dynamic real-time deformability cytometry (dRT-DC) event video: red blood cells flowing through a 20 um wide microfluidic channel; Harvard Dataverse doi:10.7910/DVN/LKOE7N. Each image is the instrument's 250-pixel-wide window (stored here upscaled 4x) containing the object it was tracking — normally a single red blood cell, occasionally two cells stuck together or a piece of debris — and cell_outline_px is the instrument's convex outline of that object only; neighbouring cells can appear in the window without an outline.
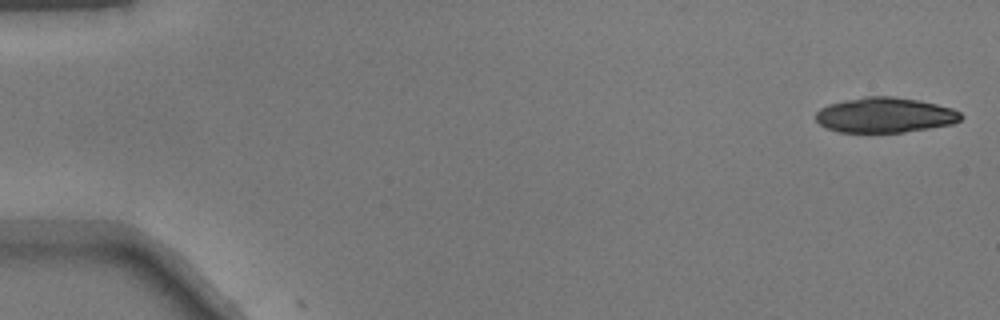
{"species": "common noctule bat (a hibernating species)", "species_latin": "Nyctalus noctula", "temperature_condition": "warm", "stored_images_in_passage": 2, "camera_frame_rate_fps": 3000, "um_per_image_px": 0.085, "animal": {"sex": "male", "body_mass_g": 17.9}, "frame": {"image": 1, "passage_image": 1, "time_ms": 0.0, "image_size_px": [1000, 320], "cell_outline_px": [[964, 116], [960, 120], [952, 124], [904, 132], [836, 132], [820, 124], [816, 120], [816, 112], [820, 108], [828, 104], [844, 100], [864, 96], [896, 96], [936, 104], [952, 108], [960, 112]], "centroid_in_image_um": [75.21, 9.77], "position_along_channel_um": 9.8, "area_um2": 29.77}}